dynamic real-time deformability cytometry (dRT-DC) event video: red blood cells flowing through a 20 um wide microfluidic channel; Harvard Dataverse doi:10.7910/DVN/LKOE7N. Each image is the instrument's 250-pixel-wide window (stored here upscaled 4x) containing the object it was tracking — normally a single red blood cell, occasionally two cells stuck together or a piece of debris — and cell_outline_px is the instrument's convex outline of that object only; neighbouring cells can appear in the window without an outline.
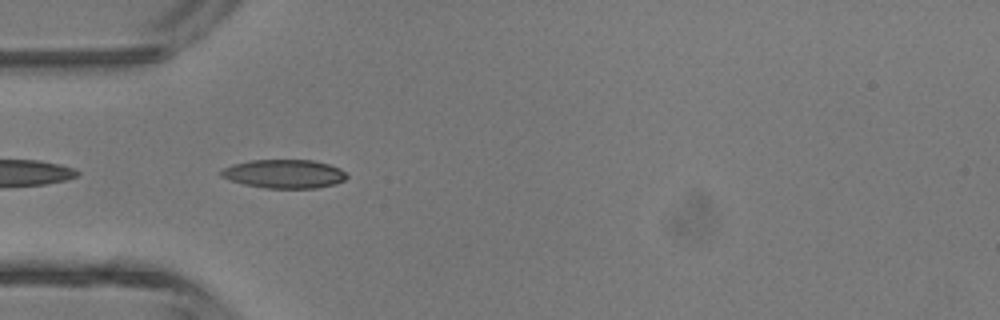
{"species": "common noctule bat (a hibernating species)", "species_latin": "Nyctalus noctula", "temperature_condition": "room temperature", "stored_images_in_passage": 2, "camera_frame_rate_fps": 3000, "um_per_image_px": 0.085, "animal": {"sex": "male", "body_mass_g": 13.3}, "frame": {"image": 1, "passage_image": 1, "time_ms": 0.0, "image_size_px": [1000, 320], "cell_outline_px": [[348, 176], [344, 180], [336, 184], [316, 188], [264, 188], [244, 184], [220, 176], [216, 172], [224, 168], [236, 164], [252, 160], [312, 160], [328, 164], [340, 168]], "centroid_in_image_um": [24.16, 14.78], "position_along_channel_um": 60.8, "area_um2": 20.92}}
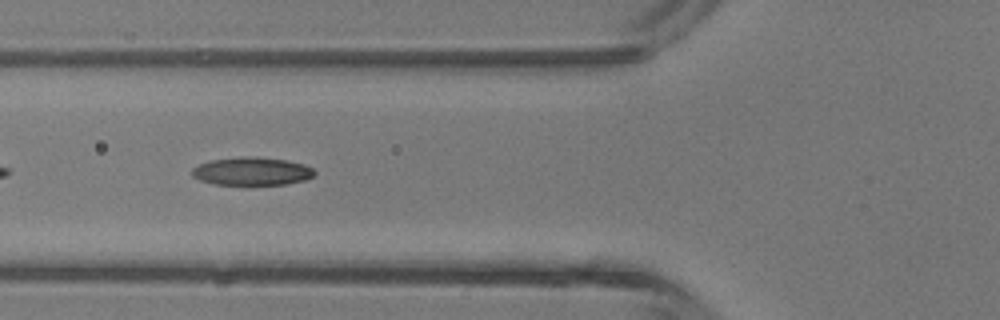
{"frame": {"image": 2, "passage_image": 2, "time_ms": 1.0, "image_size_px": [1000, 320], "cell_outline_px": [[316, 172], [312, 176], [304, 180], [288, 184], [216, 184], [200, 180], [192, 176], [192, 168], [200, 164], [212, 160], [284, 160], [304, 164], [312, 168]], "centroid_in_image_um": [21.43, 14.62], "position_along_channel_um": 104.4, "area_um2": 18.61}}